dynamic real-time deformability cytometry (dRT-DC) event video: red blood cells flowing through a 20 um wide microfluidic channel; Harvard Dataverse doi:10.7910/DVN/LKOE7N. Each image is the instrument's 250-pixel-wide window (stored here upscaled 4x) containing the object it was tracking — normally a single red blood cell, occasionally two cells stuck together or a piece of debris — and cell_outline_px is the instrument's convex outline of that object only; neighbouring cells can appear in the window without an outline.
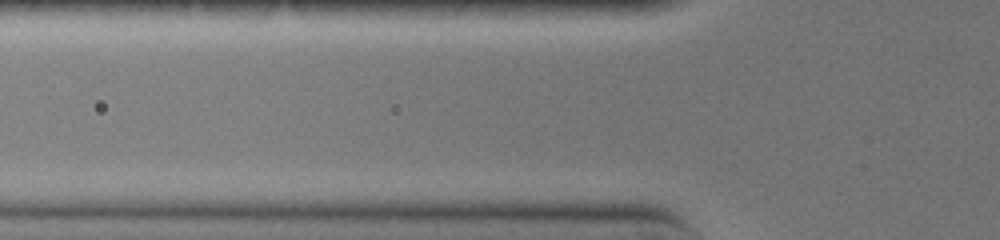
{"species": "common noctule bat (a hibernating species)", "species_latin": "Nyctalus noctula", "temperature_condition": "warm", "stored_images_in_passage": 3, "camera_frame_rate_fps": 3000, "um_per_image_px": 0.085, "animal": {"sex": "female", "body_mass_g": 19.0, "forearm_length_mm": 51.5}, "frame": {"image": 1, "passage_image": 2, "time_ms": 0.333, "image_size_px": [1000, 240], "cell_outline_px": [[624, 164], [612, 168], [504, 168], [472, 164], [504, 152], [624, 160]], "centroid_in_image_um": [46.46, 13.74], "position_along_channel_um": 79.3, "area_um2": 12.08}}